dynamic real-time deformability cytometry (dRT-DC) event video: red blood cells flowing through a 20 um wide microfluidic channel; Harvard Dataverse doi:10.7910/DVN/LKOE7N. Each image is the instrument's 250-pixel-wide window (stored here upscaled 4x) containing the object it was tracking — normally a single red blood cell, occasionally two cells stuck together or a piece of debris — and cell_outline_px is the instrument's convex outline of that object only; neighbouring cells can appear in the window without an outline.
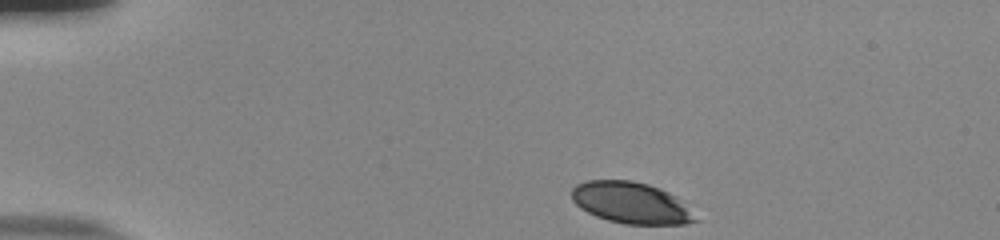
{"species": "human", "species_latin": "Homo sapiens", "temperature_condition": "room temperature", "stored_images_in_passage": 45, "camera_frame_rate_fps": 3000, "um_per_image_px": 0.085, "donor": {"sex": "male"}, "frame": {"image": 1, "passage_image": 1, "time_ms": 0.0, "image_size_px": [1000, 240], "cell_outline_px": [[700, 220], [684, 224], [624, 224], [608, 220], [596, 216], [580, 208], [572, 200], [572, 188], [576, 184], [588, 180], [632, 180], [648, 184], [660, 188], [676, 196]], "centroid_in_image_um": [53.63, 17.24], "position_along_channel_um": 31.4, "area_um2": 29.82}}
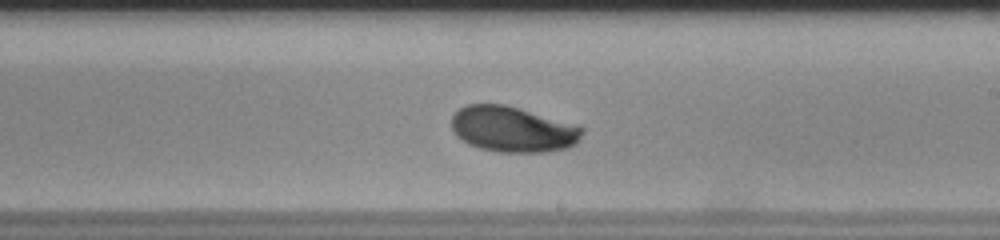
{"frame": {"image": 2, "passage_image": 24, "time_ms": 7.667, "image_size_px": [1000, 240], "cell_outline_px": [[584, 132], [576, 144], [568, 148], [544, 152], [496, 152], [480, 148], [468, 144], [456, 136], [452, 128], [452, 116], [460, 108], [468, 104], [504, 104], [520, 108], [580, 124], [584, 128]], "centroid_in_image_um": [43.64, 10.98], "position_along_channel_um": 245.4, "area_um2": 35.26}}
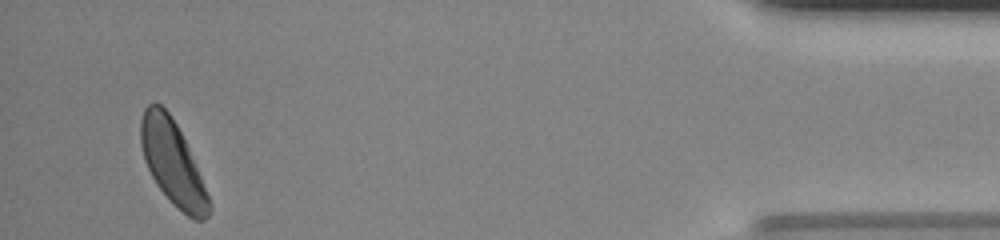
{"frame": {"image": 3, "passage_image": 43, "time_ms": 14.0, "image_size_px": [1000, 240], "cell_outline_px": [[212, 208], [208, 216], [204, 220], [196, 220], [188, 216], [172, 204], [156, 184], [144, 160], [140, 144], [140, 120], [144, 108], [148, 104], [160, 104], [168, 112], [176, 124], [188, 148], [212, 204]], "centroid_in_image_um": [14.65, 13.86], "position_along_channel_um": 420.5, "area_um2": 33.0}, "authors_computed_cell_mechanics": {"area_um2": 33.9286, "velocity_mm_per_s": 3.7868, "shape_relaxation_time_tau1_ms": 2.436, "shape_relaxation_time_tau2_ms": null, "deformation_change_tau1": 0.1262, "deformation_change_tau2": null}}